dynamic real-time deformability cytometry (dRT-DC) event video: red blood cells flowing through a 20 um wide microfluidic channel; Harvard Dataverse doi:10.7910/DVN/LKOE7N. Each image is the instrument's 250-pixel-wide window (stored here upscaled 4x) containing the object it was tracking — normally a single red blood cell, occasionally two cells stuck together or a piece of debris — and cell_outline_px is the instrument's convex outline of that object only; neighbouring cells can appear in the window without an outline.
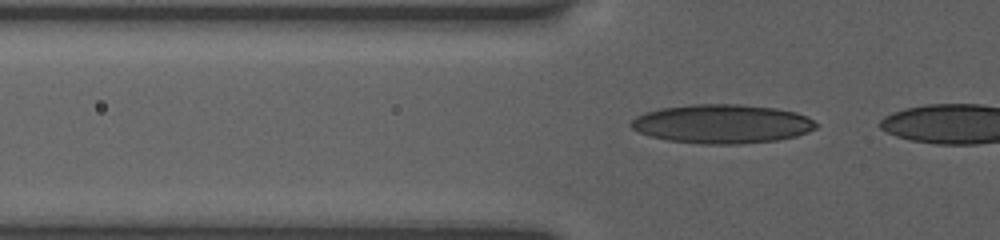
{"species": "human", "species_latin": "Homo sapiens", "temperature_condition": "room temperature", "stored_images_in_passage": 12, "camera_frame_rate_fps": 3000, "um_per_image_px": 0.085, "donor": {"sex": "female"}, "frame": {"image": 1, "passage_image": 10, "time_ms": 3.667, "image_size_px": [1000, 240], "cell_outline_px": [[820, 124], [816, 128], [808, 132], [796, 136], [776, 140], [740, 144], [700, 144], [668, 140], [652, 136], [640, 132], [632, 128], [628, 124], [636, 116], [644, 112], [660, 108], [692, 104], [740, 104], [776, 108], [796, 112], [808, 116]], "centroid_in_image_um": [61.4, 10.52], "position_along_channel_um": 64.4, "area_um2": 42.25}}
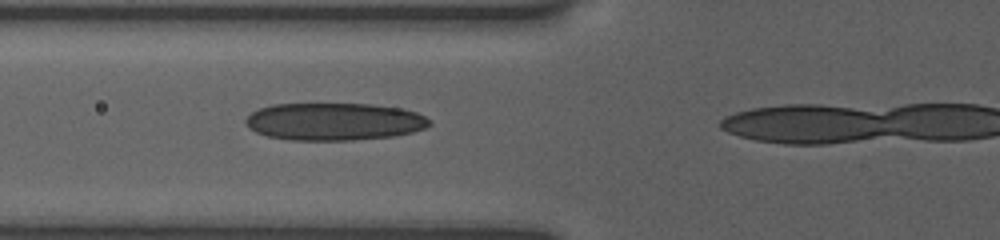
{"frame": {"image": 2, "passage_image": 11, "time_ms": 4.667, "image_size_px": [1000, 240], "cell_outline_px": [[432, 124], [424, 128], [412, 132], [392, 136], [352, 140], [292, 140], [268, 136], [256, 132], [248, 128], [244, 124], [244, 120], [252, 112], [260, 108], [272, 104], [372, 104], [404, 108], [416, 112], [432, 120]], "centroid_in_image_um": [28.41, 10.33], "position_along_channel_um": 97.4, "area_um2": 40.34}}